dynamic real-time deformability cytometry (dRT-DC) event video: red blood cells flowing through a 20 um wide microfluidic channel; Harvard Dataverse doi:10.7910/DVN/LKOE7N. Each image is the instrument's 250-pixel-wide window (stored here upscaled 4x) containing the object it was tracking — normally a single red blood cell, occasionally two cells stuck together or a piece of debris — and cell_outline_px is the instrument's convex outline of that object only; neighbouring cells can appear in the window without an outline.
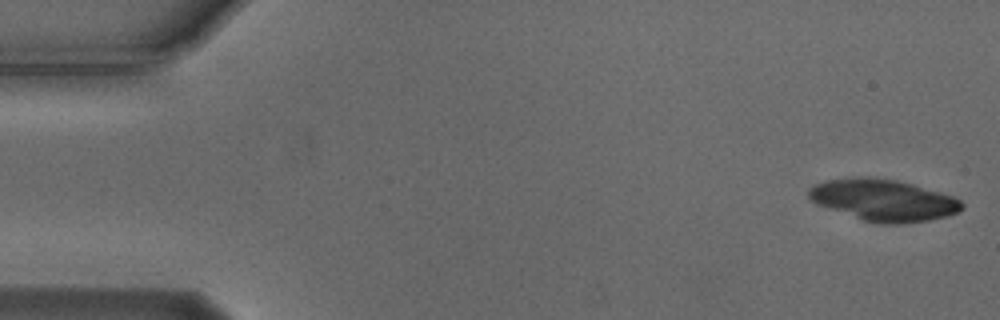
{"species": "Egyptian fruit bat (a non-hibernating species)", "species_latin": "Rousettus aegyptiacus", "temperature_condition": "cold", "stored_images_in_passage": 18, "camera_frame_rate_fps": 3000, "um_per_image_px": 0.085, "animal": {"sex": "male"}, "frame": {"image": 1, "passage_image": 1, "time_ms": 0.0, "image_size_px": [1000, 320], "cell_outline_px": [[964, 208], [948, 216], [928, 220], [904, 224], [880, 224], [864, 220], [816, 204], [808, 196], [808, 192], [816, 184], [828, 180], [860, 176], [868, 176], [896, 180], [912, 184], [956, 196], [964, 204]], "centroid_in_image_um": [75.14, 17.01], "position_along_channel_um": 9.9, "area_um2": 37.11}}